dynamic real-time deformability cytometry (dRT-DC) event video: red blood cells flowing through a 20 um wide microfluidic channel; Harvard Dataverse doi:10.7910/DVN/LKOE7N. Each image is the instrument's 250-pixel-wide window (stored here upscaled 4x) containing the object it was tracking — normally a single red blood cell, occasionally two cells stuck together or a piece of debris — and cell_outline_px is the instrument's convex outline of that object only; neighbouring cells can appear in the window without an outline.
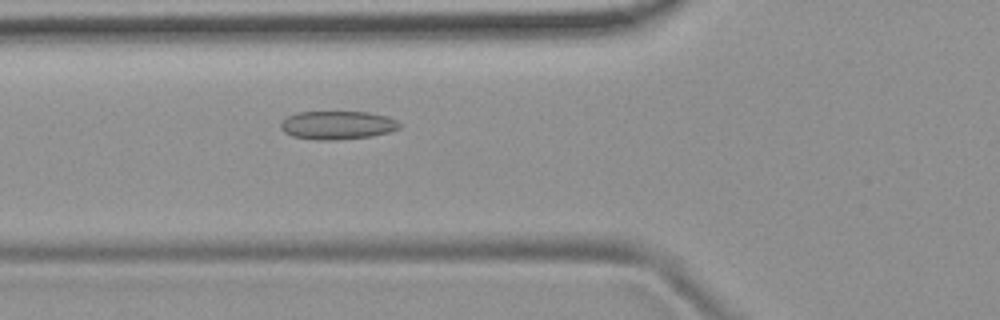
{"species": "common noctule bat (a hibernating species)", "species_latin": "Nyctalus noctula", "temperature_condition": "room temperature", "stored_images_in_passage": 3, "camera_frame_rate_fps": 3000, "um_per_image_px": 0.085, "animal": {"sex": "female", "body_mass_g": 19.9}, "frame": {"image": 1, "passage_image": 3, "time_ms": 2.333, "image_size_px": [1000, 320], "cell_outline_px": [[404, 124], [400, 128], [388, 132], [372, 136], [328, 140], [320, 140], [292, 136], [284, 132], [280, 128], [280, 124], [288, 116], [296, 112], [368, 112], [388, 116]], "centroid_in_image_um": [28.71, 10.63], "position_along_channel_um": 97.1, "area_um2": 19.65}}